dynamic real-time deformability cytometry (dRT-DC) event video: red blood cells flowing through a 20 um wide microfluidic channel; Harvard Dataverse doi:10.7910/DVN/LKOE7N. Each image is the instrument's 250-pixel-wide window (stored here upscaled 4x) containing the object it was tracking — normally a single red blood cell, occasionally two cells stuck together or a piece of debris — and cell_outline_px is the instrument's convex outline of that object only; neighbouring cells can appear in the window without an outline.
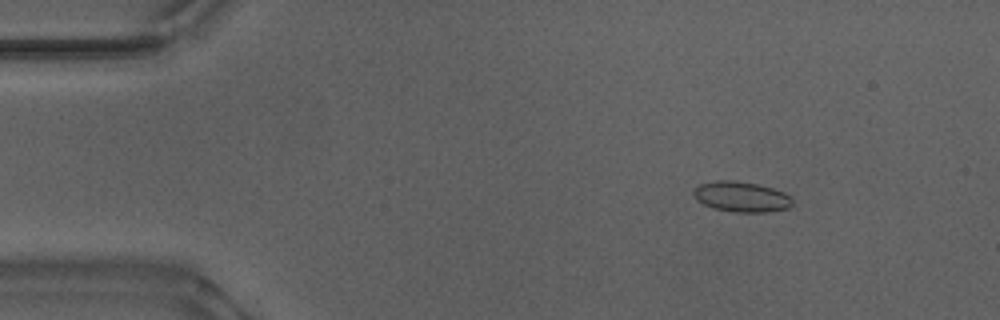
{"species": "Egyptian fruit bat (a non-hibernating species)", "species_latin": "Rousettus aegyptiacus", "temperature_condition": "warm", "stored_images_in_passage": 54, "segment_of_instrument_passage": [1, 2], "camera_frame_rate_fps": 3000, "um_per_image_px": 0.085, "animal": {"sex": "male"}, "frame": {"image": 1, "passage_image": 7, "time_ms": 2.0, "image_size_px": [1000, 320], "cell_outline_px": [[792, 204], [788, 208], [768, 212], [736, 212], [712, 208], [696, 200], [692, 192], [700, 184], [716, 180], [736, 180], [756, 184], [772, 188], [784, 192], [792, 200]], "centroid_in_image_um": [62.99, 16.72], "position_along_channel_um": 22.0, "area_um2": 17.46}}
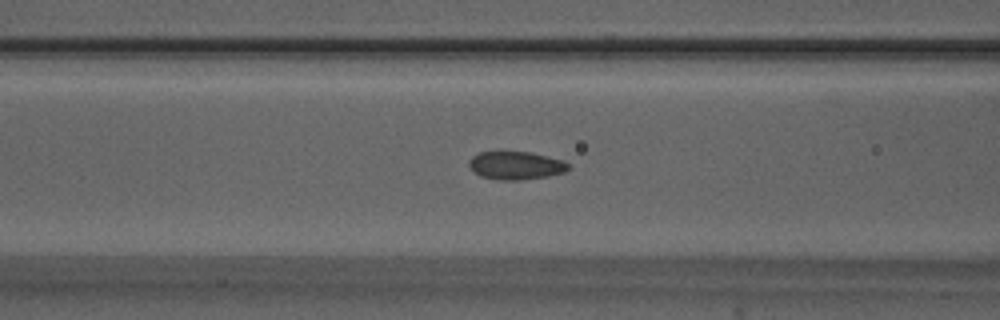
{"frame": {"image": 2, "passage_image": 21, "time_ms": 6.667, "image_size_px": [1000, 320], "cell_outline_px": [[572, 168], [564, 172], [548, 176], [520, 180], [500, 180], [480, 176], [468, 164], [468, 160], [472, 156], [480, 152], [528, 152], [564, 160]], "centroid_in_image_um": [43.87, 14.07], "position_along_channel_um": 122.7, "area_um2": 16.18}}
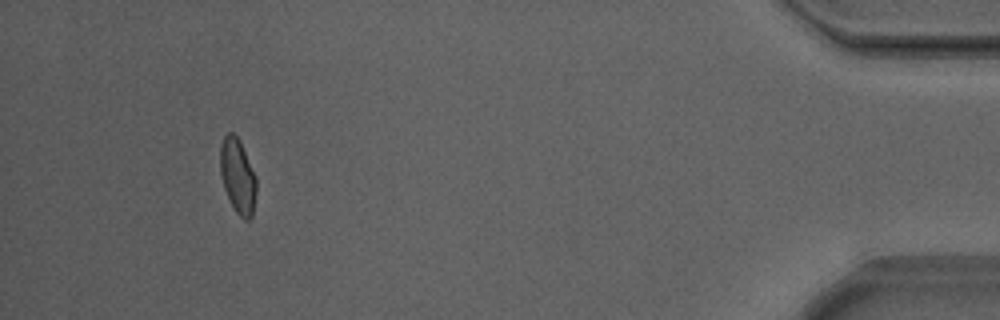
{"frame": {"image": 3, "passage_image": 49, "time_ms": 16.0, "image_size_px": [1000, 320], "cell_outline_px": [[256, 192], [252, 216], [248, 220], [244, 220], [236, 212], [224, 188], [220, 172], [220, 144], [224, 136], [228, 132], [232, 132], [240, 140], [256, 176]], "centroid_in_image_um": [20.2, 14.94], "position_along_channel_um": 415.0, "area_um2": 15.72}}